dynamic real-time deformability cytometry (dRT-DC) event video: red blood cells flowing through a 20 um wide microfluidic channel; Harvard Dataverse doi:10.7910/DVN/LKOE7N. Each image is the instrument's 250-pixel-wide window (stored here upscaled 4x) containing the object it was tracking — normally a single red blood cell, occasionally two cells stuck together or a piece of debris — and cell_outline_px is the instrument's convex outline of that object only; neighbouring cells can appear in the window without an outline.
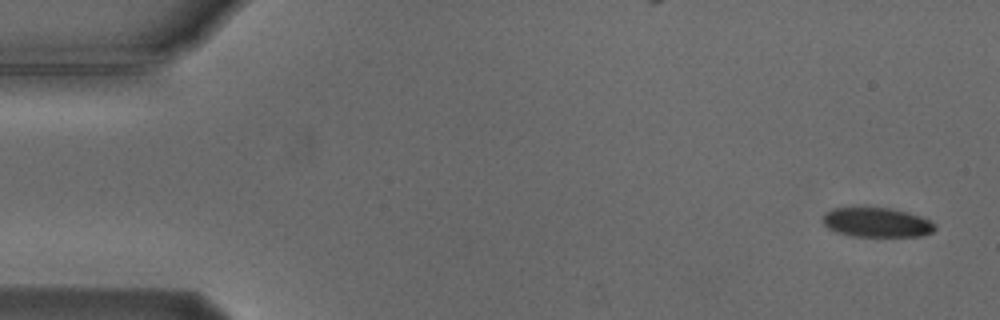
{"species": "Egyptian fruit bat (a non-hibernating species)", "species_latin": "Rousettus aegyptiacus", "temperature_condition": "cold", "stored_images_in_passage": 5, "camera_frame_rate_fps": 3000, "um_per_image_px": 0.085, "animal": {"sex": "male"}, "frame": {"image": 1, "passage_image": 1, "time_ms": 0.0, "image_size_px": [1000, 320], "cell_outline_px": [[936, 228], [932, 232], [924, 236], [852, 236], [836, 232], [828, 228], [824, 224], [824, 212], [832, 208], [888, 208], [908, 212], [920, 216], [936, 224]], "centroid_in_image_um": [74.54, 18.91], "position_along_channel_um": 10.5, "area_um2": 19.19}}
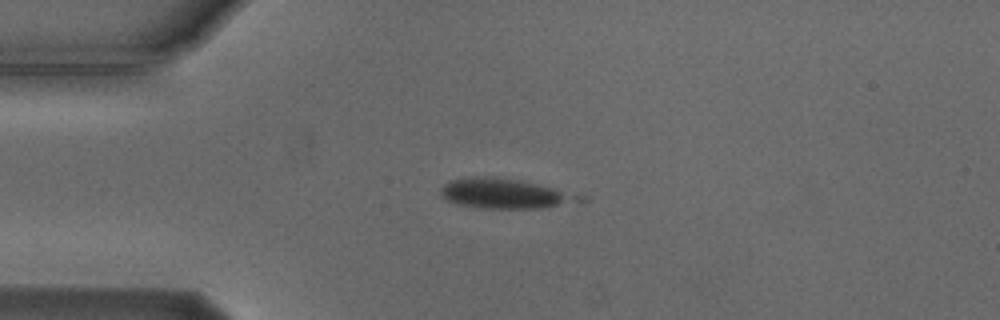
{"frame": {"image": 2, "passage_image": 4, "time_ms": 3.667, "image_size_px": [1000, 320], "cell_outline_px": [[568, 196], [564, 200], [556, 204], [540, 208], [480, 208], [460, 204], [448, 200], [440, 196], [440, 188], [448, 180], [468, 176], [496, 176], [520, 180], [552, 188]], "centroid_in_image_um": [42.44, 16.4], "position_along_channel_um": 42.6, "area_um2": 22.54}}